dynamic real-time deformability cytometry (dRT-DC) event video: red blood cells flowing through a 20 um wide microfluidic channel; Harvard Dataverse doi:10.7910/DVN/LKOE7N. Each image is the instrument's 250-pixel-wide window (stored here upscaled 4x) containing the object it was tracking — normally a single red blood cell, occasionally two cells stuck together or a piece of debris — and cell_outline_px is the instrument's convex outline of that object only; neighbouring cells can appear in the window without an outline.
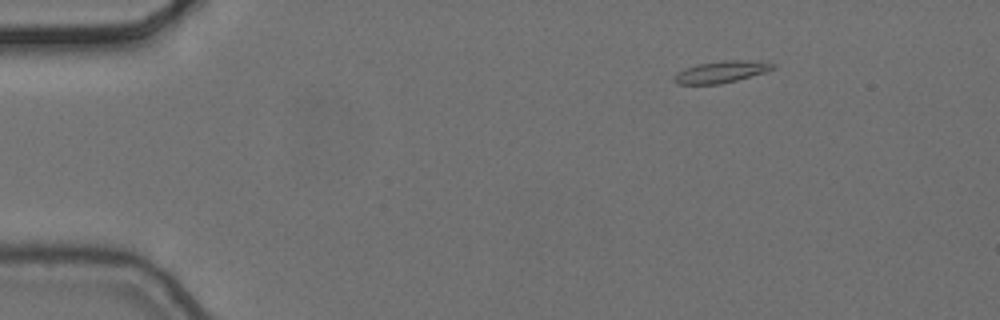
{"species": "common noctule bat (a hibernating species)", "species_latin": "Nyctalus noctula", "temperature_condition": "cold", "stored_images_in_passage": 2, "camera_frame_rate_fps": 3000, "um_per_image_px": 0.085, "animal": {"sex": "female", "body_mass_g": 24.6, "forearm_length_mm": 56.2}, "frame": {"image": 1, "passage_image": 2, "time_ms": 0.333, "image_size_px": [1000, 320], "cell_outline_px": [[776, 68], [764, 72], [736, 80], [720, 84], [676, 84], [672, 80], [672, 76], [676, 72], [684, 68], [700, 64], [724, 60], [768, 60], [776, 64]], "centroid_in_image_um": [61.33, 6.09], "position_along_channel_um": 23.7, "area_um2": 12.77}}